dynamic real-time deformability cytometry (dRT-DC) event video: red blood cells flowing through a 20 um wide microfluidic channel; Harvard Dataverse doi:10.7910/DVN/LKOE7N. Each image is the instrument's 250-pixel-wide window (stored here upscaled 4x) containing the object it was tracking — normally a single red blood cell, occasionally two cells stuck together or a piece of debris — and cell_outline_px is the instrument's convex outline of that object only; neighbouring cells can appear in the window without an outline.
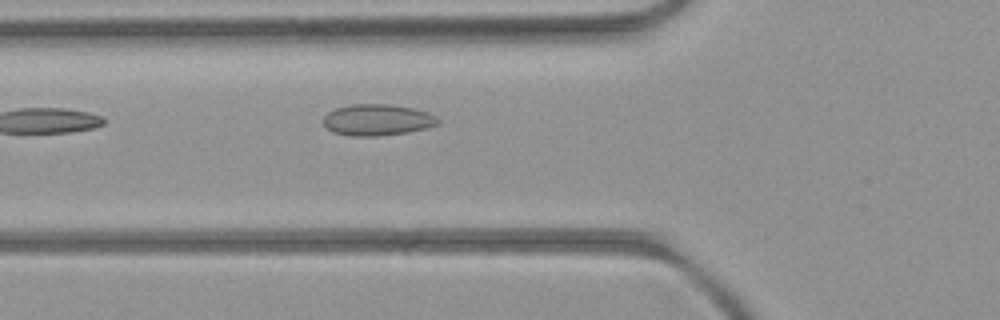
{"species": "common noctule bat (a hibernating species)", "species_latin": "Nyctalus noctula", "temperature_condition": "room temperature", "stored_images_in_passage": 5, "camera_frame_rate_fps": 3000, "um_per_image_px": 0.085, "animal": {"sex": "female", "body_mass_g": 21.9}, "frame": {"image": 1, "passage_image": 5, "time_ms": 4.667, "image_size_px": [1000, 320], "cell_outline_px": [[440, 124], [408, 132], [376, 136], [348, 136], [332, 132], [324, 124], [324, 116], [328, 112], [336, 108], [352, 104], [388, 104], [412, 108], [428, 112], [436, 116], [440, 120]], "centroid_in_image_um": [32.07, 10.19], "position_along_channel_um": 93.7, "area_um2": 20.92}}